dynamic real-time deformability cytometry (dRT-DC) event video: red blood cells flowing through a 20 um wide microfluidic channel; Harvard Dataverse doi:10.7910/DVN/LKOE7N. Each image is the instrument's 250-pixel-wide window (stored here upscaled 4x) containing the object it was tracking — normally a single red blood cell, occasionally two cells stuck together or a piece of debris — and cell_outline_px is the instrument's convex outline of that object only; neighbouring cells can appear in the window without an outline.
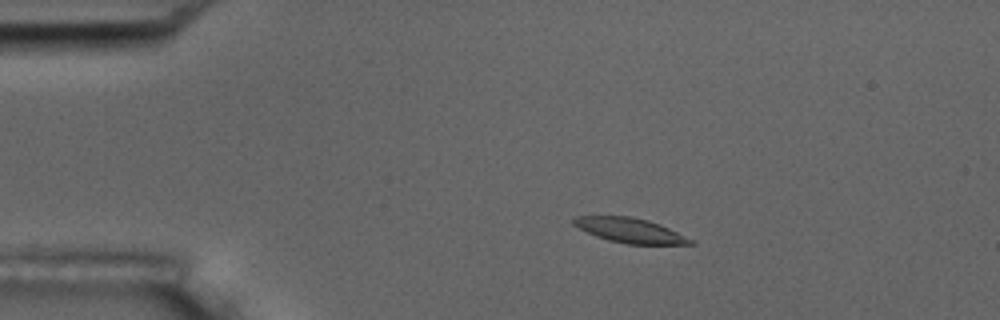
{"species": "common noctule bat (a hibernating species)", "species_latin": "Nyctalus noctula", "temperature_condition": "room temperature", "stored_images_in_passage": 5, "camera_frame_rate_fps": 3000, "um_per_image_px": 0.085, "animal": {"sex": "male", "body_mass_g": 17.5, "forearm_length_mm": 52.3}, "frame": {"image": 1, "passage_image": 3, "time_ms": 2.667, "image_size_px": [1000, 320], "cell_outline_px": [[696, 244], [628, 244], [608, 240], [596, 236], [572, 224], [572, 220], [576, 216], [628, 216], [648, 220], [660, 224], [692, 240]], "centroid_in_image_um": [53.52, 19.58], "position_along_channel_um": 31.5, "area_um2": 16.53}}